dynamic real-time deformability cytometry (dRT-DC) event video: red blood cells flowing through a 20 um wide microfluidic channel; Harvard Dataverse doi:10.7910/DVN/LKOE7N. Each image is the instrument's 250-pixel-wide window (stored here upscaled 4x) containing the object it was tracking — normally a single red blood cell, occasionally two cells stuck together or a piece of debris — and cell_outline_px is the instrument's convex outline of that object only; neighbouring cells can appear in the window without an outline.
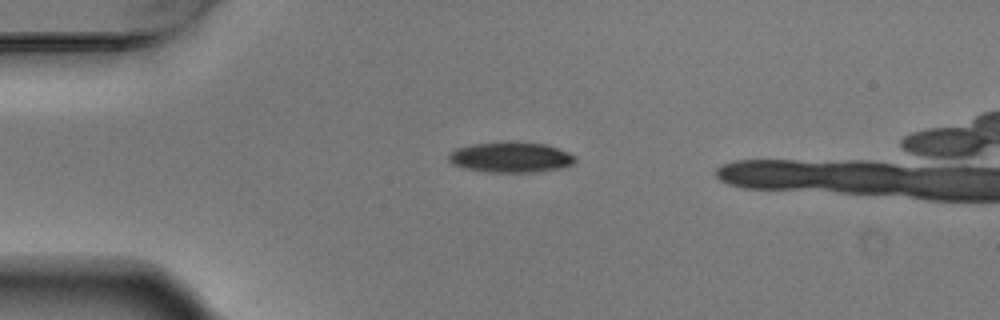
{"species": "Egyptian fruit bat (a non-hibernating species)", "species_latin": "Rousettus aegyptiacus", "temperature_condition": "warm", "stored_images_in_passage": 6, "segment_of_instrument_passage": [1, 2], "camera_frame_rate_fps": 3000, "um_per_image_px": 0.085, "animal": {"sex": "male"}, "frame": {"image": 1, "passage_image": 3, "time_ms": 0.667, "image_size_px": [1000, 320], "cell_outline_px": [[576, 160], [572, 164], [560, 168], [532, 172], [484, 172], [464, 168], [452, 164], [448, 160], [448, 152], [456, 148], [472, 144], [508, 140], [516, 140], [544, 144], [568, 152], [576, 156]], "centroid_in_image_um": [43.36, 13.34], "position_along_channel_um": 41.6, "area_um2": 22.89}}
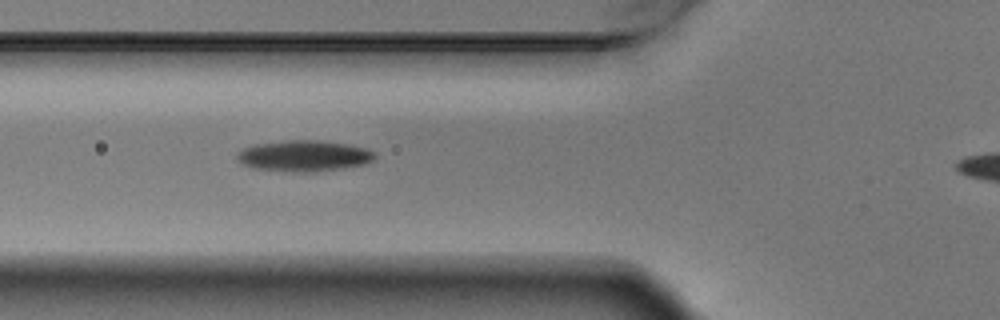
{"frame": {"image": 2, "passage_image": 5, "time_ms": 1.333, "image_size_px": [1000, 320], "cell_outline_px": [[376, 156], [372, 160], [364, 164], [344, 168], [316, 172], [292, 172], [256, 168], [240, 164], [236, 160], [236, 156], [244, 148], [256, 144], [288, 140], [316, 140], [348, 144], [368, 148], [376, 152]], "centroid_in_image_um": [25.87, 13.25], "position_along_channel_um": 99.9, "area_um2": 25.03}}